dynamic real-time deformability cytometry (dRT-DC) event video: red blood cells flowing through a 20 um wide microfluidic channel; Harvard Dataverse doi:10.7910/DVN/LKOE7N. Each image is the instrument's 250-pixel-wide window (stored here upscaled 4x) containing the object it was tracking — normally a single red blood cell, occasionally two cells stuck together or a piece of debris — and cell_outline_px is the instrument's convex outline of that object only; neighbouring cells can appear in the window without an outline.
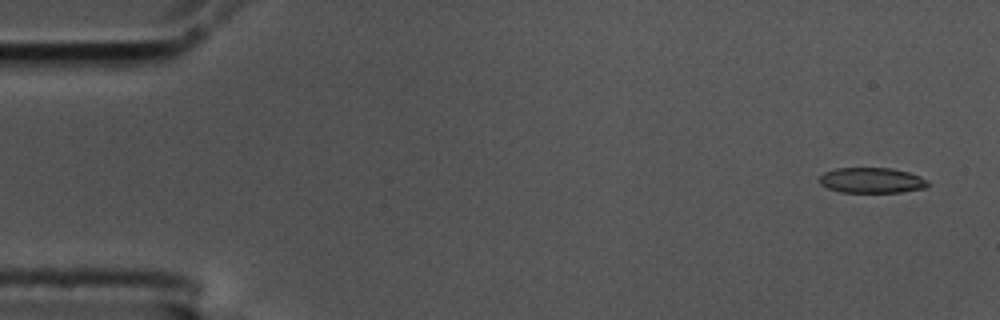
{"species": "common noctule bat (a hibernating species)", "species_latin": "Nyctalus noctula", "temperature_condition": "cold", "stored_images_in_passage": 56, "camera_frame_rate_fps": 3000, "um_per_image_px": 0.085, "animal": {"sex": "male", "body_mass_g": 17.5, "forearm_length_mm": 52.3}, "frame": {"image": 1, "passage_image": 3, "time_ms": 0.667, "image_size_px": [1000, 320], "cell_outline_px": [[928, 184], [924, 188], [900, 192], [840, 192], [828, 188], [820, 184], [820, 176], [824, 172], [836, 168], [892, 168], [908, 172], [920, 176], [928, 180]], "centroid_in_image_um": [74.08, 15.32], "position_along_channel_um": 10.9, "area_um2": 16.01}}
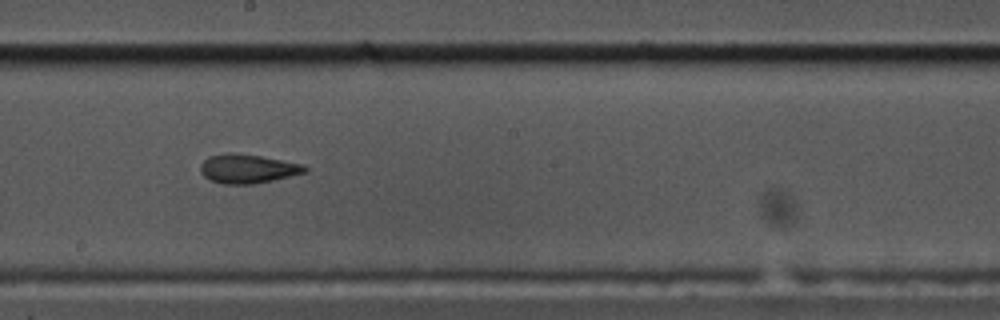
{"frame": {"image": 2, "passage_image": 31, "time_ms": 10.0, "image_size_px": [1000, 320], "cell_outline_px": [[308, 172], [256, 184], [224, 184], [212, 180], [204, 176], [200, 172], [200, 164], [208, 156], [228, 152], [232, 152], [260, 156], [304, 164], [308, 168]], "centroid_in_image_um": [21.06, 14.34], "position_along_channel_um": 227.1, "area_um2": 17.8}}
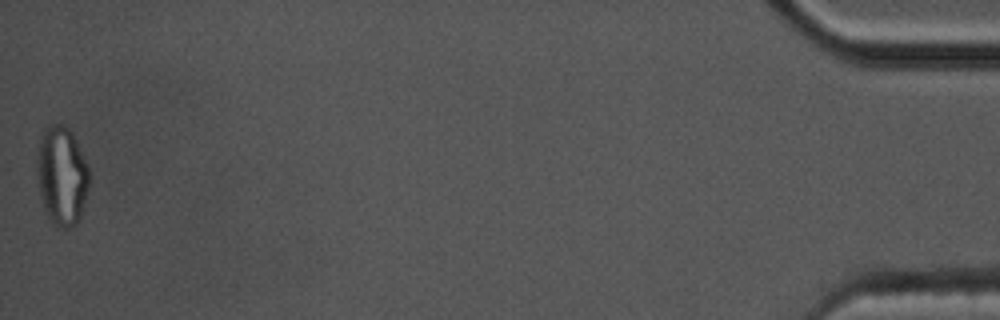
{"frame": {"image": 3, "passage_image": 56, "time_ms": 18.333, "image_size_px": [1000, 320], "cell_outline_px": [[88, 188], [80, 220], [76, 224], [68, 228], [56, 228], [48, 216], [44, 208], [40, 196], [36, 172], [36, 156], [40, 136], [48, 124], [64, 124], [72, 132], [76, 140], [88, 168]], "centroid_in_image_um": [5.22, 14.94], "position_along_channel_um": 430.0, "area_um2": 30.4}, "authors_computed_cell_mechanics": {"area_um2": 17.5134, "velocity_mm_per_s": 3.6001, "shape_relaxation_time_tau1_ms": null, "shape_relaxation_time_tau2_ms": 2.6665, "deformation_change_tau1": null, "deformation_change_tau2": 0.1016}}